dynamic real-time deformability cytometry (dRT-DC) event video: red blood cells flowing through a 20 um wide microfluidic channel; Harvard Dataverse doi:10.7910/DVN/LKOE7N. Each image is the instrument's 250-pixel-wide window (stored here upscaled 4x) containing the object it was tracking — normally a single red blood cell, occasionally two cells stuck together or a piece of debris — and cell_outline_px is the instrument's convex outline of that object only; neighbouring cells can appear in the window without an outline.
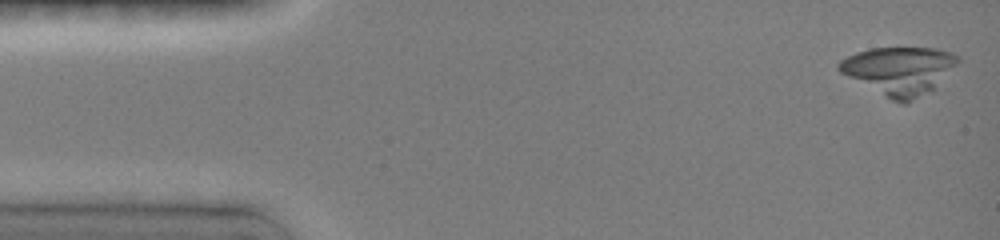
{"species": "common noctule bat (a hibernating species)", "species_latin": "Nyctalus noctula", "temperature_condition": "room temperature", "stored_images_in_passage": 11, "camera_frame_rate_fps": 3000, "um_per_image_px": 0.085, "animal": {"sex": "female", "body_mass_g": 19.0, "forearm_length_mm": 51.5}, "frame": {"image": 1, "passage_image": 1, "time_ms": 0.0, "image_size_px": [1000, 240], "cell_outline_px": [[960, 60], [932, 88], [904, 104], [900, 104], [892, 100], [840, 72], [836, 68], [836, 64], [840, 60], [856, 52], [872, 48], [936, 48], [952, 52], [960, 56]], "centroid_in_image_um": [76.4, 5.97], "position_along_channel_um": 8.6, "area_um2": 32.48}}
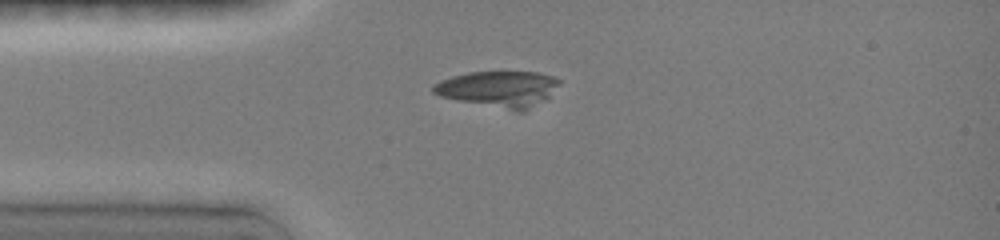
{"frame": {"image": 2, "passage_image": 8, "time_ms": 3.333, "image_size_px": [1000, 240], "cell_outline_px": [[560, 84], [544, 100], [524, 112], [516, 112], [456, 100], [440, 96], [432, 92], [432, 88], [436, 84], [452, 76], [472, 72], [536, 72], [552, 76], [560, 80]], "centroid_in_image_um": [42.41, 7.58], "position_along_channel_um": 42.6, "area_um2": 26.36}}
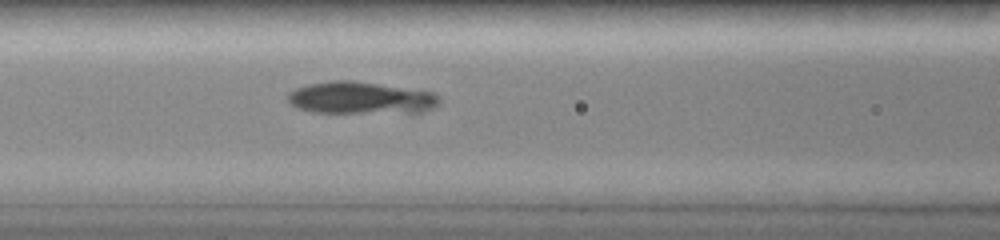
{"frame": {"image": 3, "passage_image": 11, "time_ms": 6.0, "image_size_px": [1000, 240], "cell_outline_px": [[440, 104], [424, 112], [316, 112], [296, 108], [288, 100], [288, 92], [296, 88], [312, 84], [336, 80], [348, 80], [432, 92], [440, 100]], "centroid_in_image_um": [30.65, 8.33], "position_along_channel_um": 135.9, "area_um2": 27.74}}